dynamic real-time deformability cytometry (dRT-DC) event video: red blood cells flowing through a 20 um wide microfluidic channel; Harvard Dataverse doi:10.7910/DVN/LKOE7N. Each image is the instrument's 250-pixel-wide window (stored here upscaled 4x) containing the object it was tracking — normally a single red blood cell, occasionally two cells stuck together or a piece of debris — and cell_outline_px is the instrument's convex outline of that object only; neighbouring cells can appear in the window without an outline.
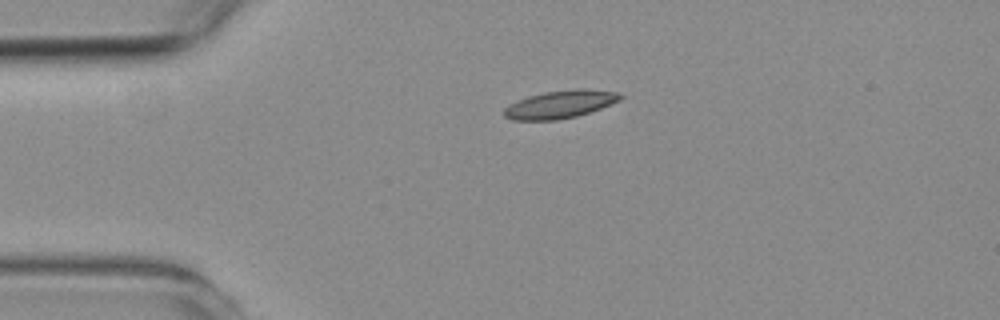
{"species": "common noctule bat (a hibernating species)", "species_latin": "Nyctalus noctula", "temperature_condition": "room temperature", "stored_images_in_passage": 41, "camera_frame_rate_fps": 3000, "um_per_image_px": 0.085, "animal": {"sex": "female", "body_mass_g": 19.3, "forearm_length_mm": 54.1}, "frame": {"image": 1, "passage_image": 1, "time_ms": 0.0, "image_size_px": [1000, 320], "cell_outline_px": [[624, 96], [620, 100], [600, 108], [576, 116], [556, 120], [512, 120], [504, 116], [504, 108], [508, 104], [516, 100], [528, 96], [544, 92], [572, 88], [584, 88], [616, 92]], "centroid_in_image_um": [47.57, 8.85], "position_along_channel_um": 37.4, "area_um2": 18.9}}
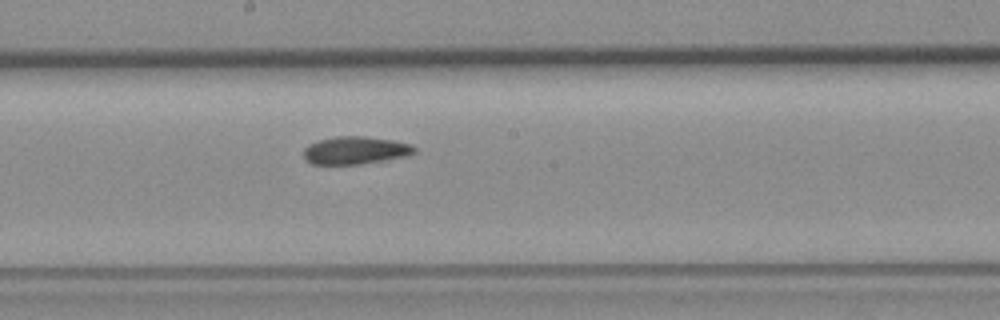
{"frame": {"image": 2, "passage_image": 18, "time_ms": 5.667, "image_size_px": [1000, 320], "cell_outline_px": [[416, 152], [408, 156], [360, 164], [312, 164], [304, 160], [304, 148], [308, 144], [320, 140], [336, 136], [364, 136], [392, 140], [412, 144], [416, 148]], "centroid_in_image_um": [30.21, 12.78], "position_along_channel_um": 218.0, "area_um2": 17.98}}
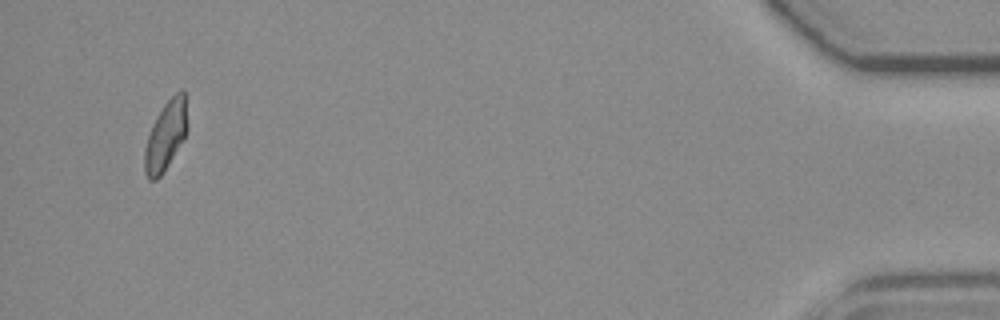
{"frame": {"image": 3, "passage_image": 41, "time_ms": 13.333, "image_size_px": [1000, 320], "cell_outline_px": [[188, 128], [184, 136], [164, 172], [156, 180], [148, 180], [144, 172], [144, 148], [152, 124], [156, 116], [164, 104], [176, 92], [184, 88], [188, 124]], "centroid_in_image_um": [14.07, 11.53], "position_along_channel_um": 421.1, "area_um2": 17.28}, "authors_computed_cell_mechanics": {"area_um2": 17.918, "velocity_mm_per_s": 3.7637, "shape_relaxation_time_tau1_ms": null, "shape_relaxation_time_tau2_ms": 3.5176, "deformation_change_tau1": null, "deformation_change_tau2": 0.1022}}